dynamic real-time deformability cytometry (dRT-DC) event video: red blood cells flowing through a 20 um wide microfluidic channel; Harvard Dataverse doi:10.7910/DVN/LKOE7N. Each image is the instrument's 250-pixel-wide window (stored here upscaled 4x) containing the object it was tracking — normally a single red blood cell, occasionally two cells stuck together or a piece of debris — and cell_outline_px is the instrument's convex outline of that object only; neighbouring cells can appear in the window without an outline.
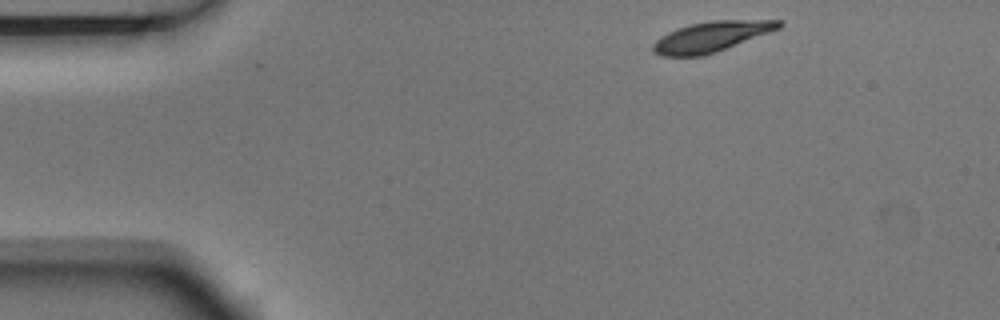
{"species": "Egyptian fruit bat (a non-hibernating species)", "species_latin": "Rousettus aegyptiacus", "temperature_condition": "room temperature", "stored_images_in_passage": 4, "camera_frame_rate_fps": 3000, "um_per_image_px": 0.085, "animal": {"sex": "male"}, "frame": {"image": 1, "passage_image": 1, "time_ms": 0.0, "image_size_px": [1000, 320], "cell_outline_px": [[784, 24], [780, 28], [716, 52], [704, 56], [660, 56], [652, 52], [652, 44], [660, 36], [676, 28], [692, 24], [712, 20], [784, 20]], "centroid_in_image_um": [60.43, 3.12], "position_along_channel_um": 24.6, "area_um2": 22.25}}
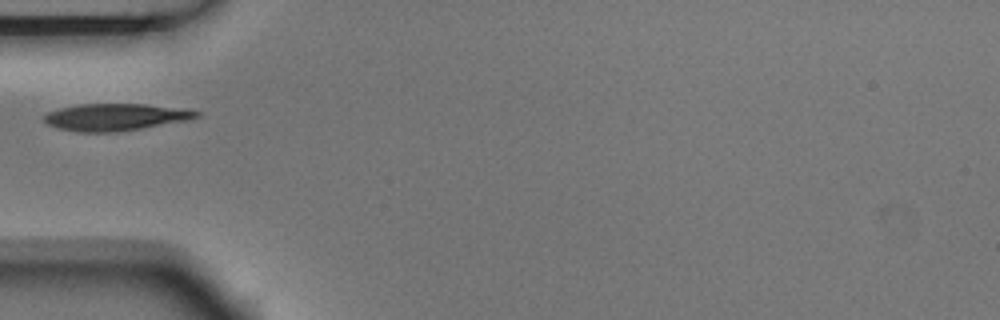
{"frame": {"image": 2, "passage_image": 4, "time_ms": 1.0, "image_size_px": [1000, 320], "cell_outline_px": [[200, 116], [188, 120], [116, 132], [76, 132], [56, 128], [48, 124], [44, 120], [44, 116], [48, 112], [60, 108], [80, 104], [144, 104], [184, 108], [200, 112]], "centroid_in_image_um": [9.81, 9.95], "position_along_channel_um": 75.2, "area_um2": 23.93}}